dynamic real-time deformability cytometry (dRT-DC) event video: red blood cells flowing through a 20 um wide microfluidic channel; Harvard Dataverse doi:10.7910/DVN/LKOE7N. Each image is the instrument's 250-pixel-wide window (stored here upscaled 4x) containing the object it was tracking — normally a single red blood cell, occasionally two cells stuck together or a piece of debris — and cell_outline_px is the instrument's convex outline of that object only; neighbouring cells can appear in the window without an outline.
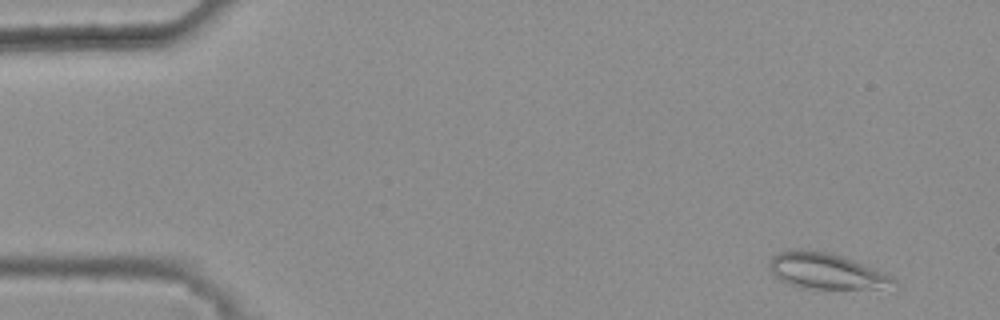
{"species": "common noctule bat (a hibernating species)", "species_latin": "Nyctalus noctula", "temperature_condition": "warm", "stored_images_in_passage": 42, "camera_frame_rate_fps": 3000, "um_per_image_px": 0.085, "animal": {"sex": "female", "body_mass_g": 25.1}, "frame": {"image": 1, "passage_image": 1, "time_ms": 0.0, "image_size_px": [1000, 320], "cell_outline_px": [[896, 284], [876, 288], [800, 288], [788, 284], [780, 280], [768, 268], [768, 264], [772, 256], [780, 252], [828, 252], [852, 260], [892, 276], [896, 280]], "centroid_in_image_um": [70.19, 23.08], "position_along_channel_um": 14.8, "area_um2": 24.85}}
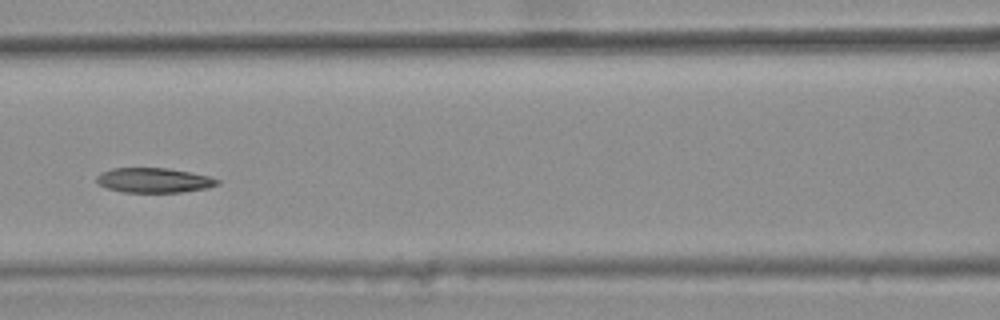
{"frame": {"image": 2, "passage_image": 21, "time_ms": 6.667, "image_size_px": [1000, 320], "cell_outline_px": [[220, 184], [208, 188], [184, 192], [124, 192], [108, 188], [100, 184], [96, 180], [96, 176], [100, 172], [112, 168], [168, 168], [208, 176], [220, 180]], "centroid_in_image_um": [13.09, 15.32], "position_along_channel_um": 153.5, "area_um2": 17.4}}
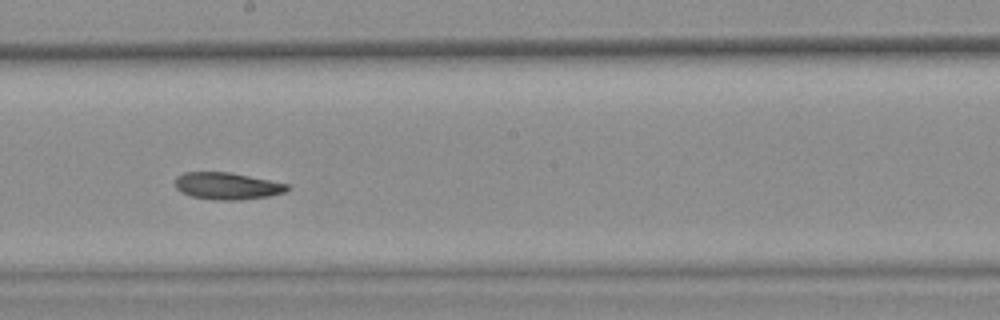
{"frame": {"image": 3, "passage_image": 27, "time_ms": 8.667, "image_size_px": [1000, 320], "cell_outline_px": [[288, 188], [284, 192], [268, 196], [240, 200], [216, 200], [192, 196], [180, 192], [176, 188], [176, 176], [184, 172], [228, 172], [288, 184]], "centroid_in_image_um": [19.26, 15.81], "position_along_channel_um": 228.9, "area_um2": 17.4}}